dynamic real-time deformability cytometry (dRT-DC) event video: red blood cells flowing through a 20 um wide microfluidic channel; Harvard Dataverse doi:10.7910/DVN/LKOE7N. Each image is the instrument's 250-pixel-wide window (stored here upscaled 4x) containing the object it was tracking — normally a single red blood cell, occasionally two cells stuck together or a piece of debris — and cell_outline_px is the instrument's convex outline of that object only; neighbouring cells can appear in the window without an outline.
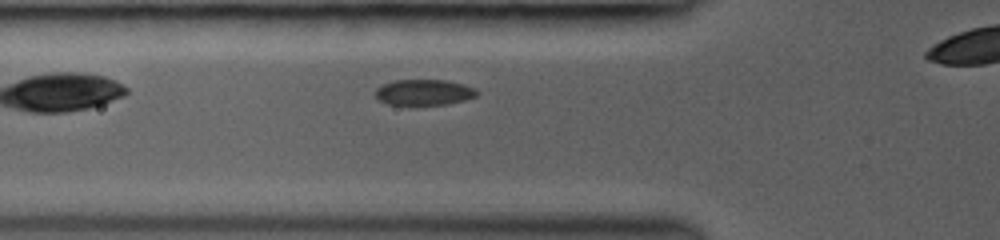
{"species": "common noctule bat (a hibernating species)", "species_latin": "Nyctalus noctula", "temperature_condition": "room temperature", "stored_images_in_passage": 14, "camera_frame_rate_fps": 3000, "um_per_image_px": 0.085, "animal": {"sex": "female", "body_mass_g": 19.0, "forearm_length_mm": 53.3}, "frame": {"image": 1, "passage_image": 2, "time_ms": 0.667, "image_size_px": [1000, 240], "cell_outline_px": [[480, 92], [476, 96], [464, 100], [448, 104], [388, 104], [380, 100], [376, 96], [376, 88], [384, 84], [396, 80], [444, 80], [464, 84], [476, 88]], "centroid_in_image_um": [36.09, 7.84], "position_along_channel_um": 89.7, "area_um2": 15.09}}
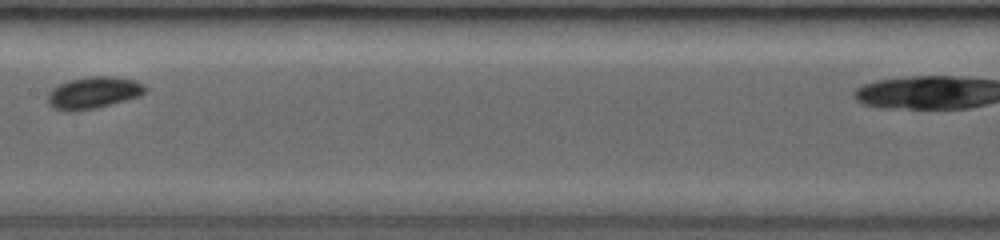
{"frame": {"image": 2, "passage_image": 6, "time_ms": 3.333, "image_size_px": [1000, 240], "cell_outline_px": [[148, 88], [140, 96], [96, 108], [72, 112], [64, 112], [52, 108], [48, 104], [48, 92], [52, 88], [68, 80], [88, 76], [112, 76], [136, 80], [144, 84]], "centroid_in_image_um": [7.92, 7.88], "position_along_channel_um": 199.5, "area_um2": 18.38}}
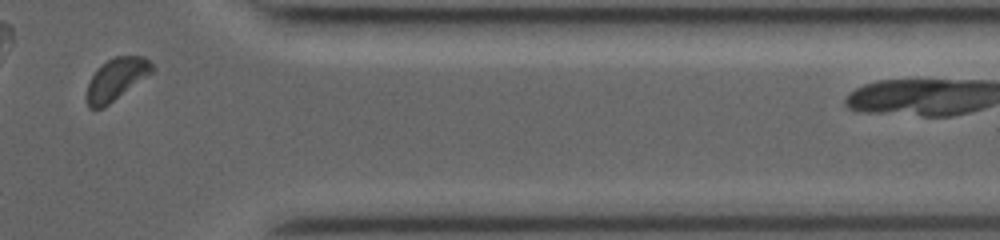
{"frame": {"image": 3, "passage_image": 13, "time_ms": 8.333, "image_size_px": [1000, 240], "cell_outline_px": [[156, 68], [152, 72], [104, 108], [88, 108], [84, 96], [88, 84], [96, 68], [100, 64], [116, 56], [144, 56]], "centroid_in_image_um": [9.84, 6.74], "position_along_channel_um": 401.6, "area_um2": 16.13}}